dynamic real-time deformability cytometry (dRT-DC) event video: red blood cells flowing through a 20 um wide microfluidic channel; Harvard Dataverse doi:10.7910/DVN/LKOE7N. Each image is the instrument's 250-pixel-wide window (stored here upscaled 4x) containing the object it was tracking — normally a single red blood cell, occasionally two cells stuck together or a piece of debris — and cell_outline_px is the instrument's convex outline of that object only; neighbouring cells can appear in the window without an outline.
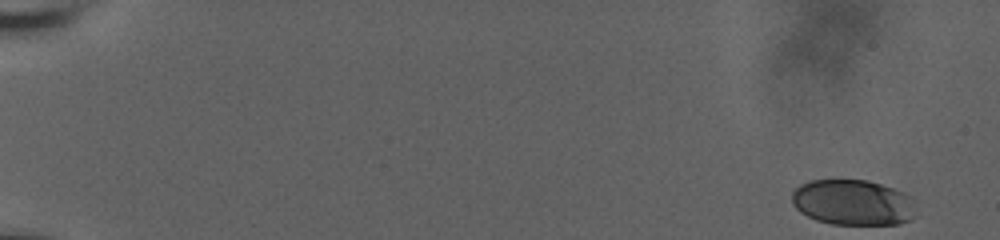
{"species": "human", "species_latin": "Homo sapiens", "temperature_condition": "room temperature", "stored_images_in_passage": 58, "camera_frame_rate_fps": 3000, "um_per_image_px": 0.085, "donor": {"sex": "male"}, "frame": {"image": 1, "passage_image": 1, "time_ms": 0.0, "image_size_px": [1000, 240], "cell_outline_px": [[912, 220], [900, 224], [832, 224], [816, 220], [800, 212], [792, 204], [792, 192], [800, 184], [808, 180], [868, 180], [904, 192], [908, 196]], "centroid_in_image_um": [72.4, 17.2], "position_along_channel_um": 12.6, "area_um2": 32.54}}
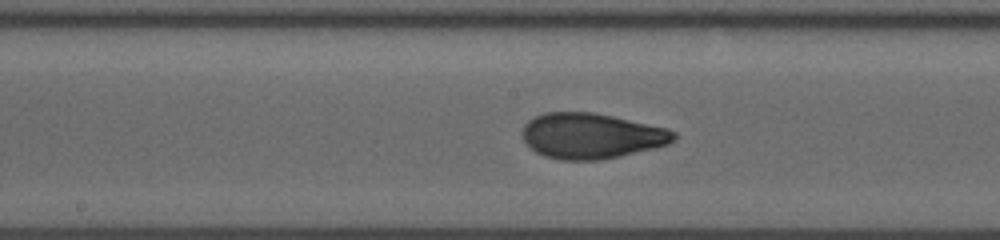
{"frame": {"image": 2, "passage_image": 32, "time_ms": 10.333, "image_size_px": [1000, 240], "cell_outline_px": [[676, 140], [668, 144], [604, 160], [560, 160], [544, 156], [536, 152], [524, 140], [524, 124], [528, 120], [544, 112], [592, 112], [612, 116], [668, 128], [676, 132]], "centroid_in_image_um": [50.28, 11.55], "position_along_channel_um": 197.9, "area_um2": 40.06}}
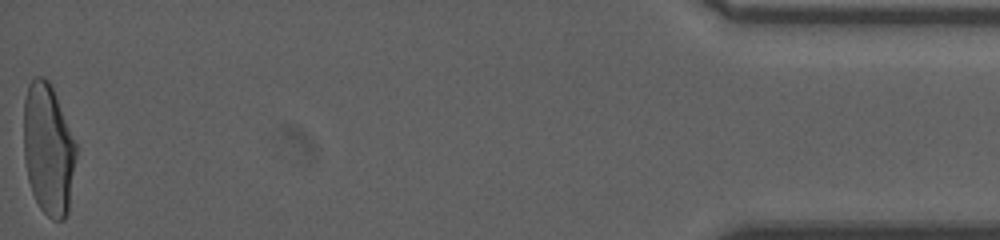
{"frame": {"image": 3, "passage_image": 58, "time_ms": 19.0, "image_size_px": [1000, 240], "cell_outline_px": [[76, 156], [68, 212], [64, 220], [52, 220], [40, 208], [32, 192], [28, 180], [24, 160], [24, 100], [28, 84], [36, 76], [44, 76], [48, 80], [52, 88], [76, 144]], "centroid_in_image_um": [4.09, 12.71], "position_along_channel_um": 431.1, "area_um2": 39.88}, "authors_computed_cell_mechanics": {"area_um2": 39.0728, "velocity_mm_per_s": 3.6839, "shape_relaxation_time_tau1_ms": 6.5462, "shape_relaxation_time_tau2_ms": 0.931, "deformation_change_tau1": 0.208, "deformation_change_tau2": 0.0615}}